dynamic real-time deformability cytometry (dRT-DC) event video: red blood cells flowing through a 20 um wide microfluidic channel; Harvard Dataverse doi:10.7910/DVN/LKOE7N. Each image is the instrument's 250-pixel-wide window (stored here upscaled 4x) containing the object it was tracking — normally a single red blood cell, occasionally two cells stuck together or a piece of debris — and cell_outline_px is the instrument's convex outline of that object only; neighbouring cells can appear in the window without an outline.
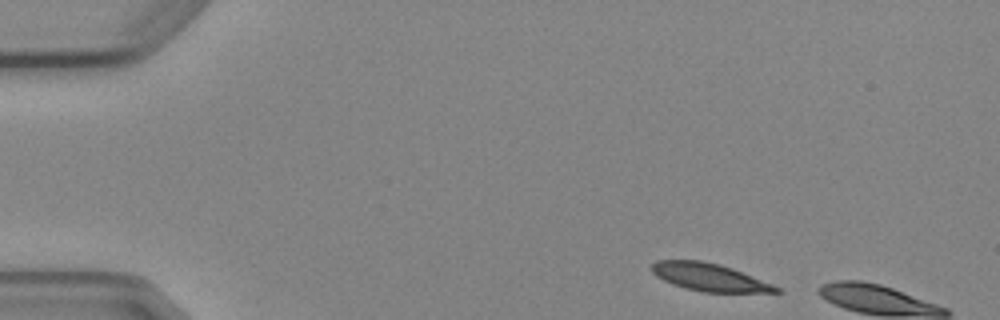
{"species": "Egyptian fruit bat (a non-hibernating species)", "species_latin": "Rousettus aegyptiacus", "temperature_condition": "cold", "stored_images_in_passage": 2, "camera_frame_rate_fps": 3000, "um_per_image_px": 0.085, "animal": {"sex": "female"}, "frame": {"image": 1, "passage_image": 1, "time_ms": 0.0, "image_size_px": [1000, 320], "cell_outline_px": [[784, 292], [704, 292], [684, 288], [672, 284], [656, 276], [652, 272], [652, 264], [656, 260], [700, 260], [720, 264], [732, 268], [772, 284], [780, 288]], "centroid_in_image_um": [60.28, 23.56], "position_along_channel_um": 24.7, "area_um2": 19.94}}